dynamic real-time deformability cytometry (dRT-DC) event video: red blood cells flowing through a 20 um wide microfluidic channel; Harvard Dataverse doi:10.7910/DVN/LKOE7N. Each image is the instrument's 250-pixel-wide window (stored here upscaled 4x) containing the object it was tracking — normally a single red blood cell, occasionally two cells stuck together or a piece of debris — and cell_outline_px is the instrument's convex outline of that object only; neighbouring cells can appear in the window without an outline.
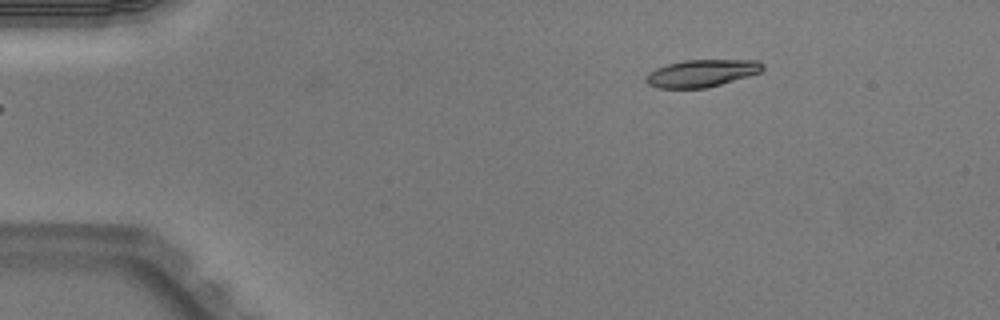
{"species": "Egyptian fruit bat (a non-hibernating species)", "species_latin": "Rousettus aegyptiacus", "temperature_condition": "warm", "stored_images_in_passage": 34, "camera_frame_rate_fps": 3000, "um_per_image_px": 0.085, "animal": {"sex": "male"}, "frame": {"image": 1, "passage_image": 1, "time_ms": 0.0, "image_size_px": [1000, 320], "cell_outline_px": [[764, 68], [760, 72], [748, 76], [708, 88], [656, 88], [648, 84], [644, 80], [648, 72], [656, 68], [668, 64], [684, 60], [756, 60], [764, 64]], "centroid_in_image_um": [59.62, 6.23], "position_along_channel_um": 25.4, "area_um2": 18.61}}
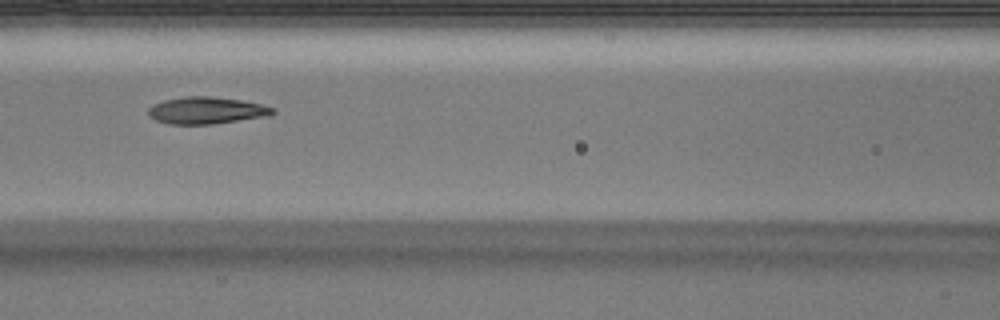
{"frame": {"image": 2, "passage_image": 16, "time_ms": 5.0, "image_size_px": [1000, 320], "cell_outline_px": [[276, 112], [264, 116], [212, 124], [168, 124], [156, 120], [148, 116], [148, 108], [152, 104], [164, 100], [184, 96], [208, 96], [240, 100], [260, 104], [272, 108]], "centroid_in_image_um": [17.45, 9.38], "position_along_channel_um": 149.1, "area_um2": 19.31}}
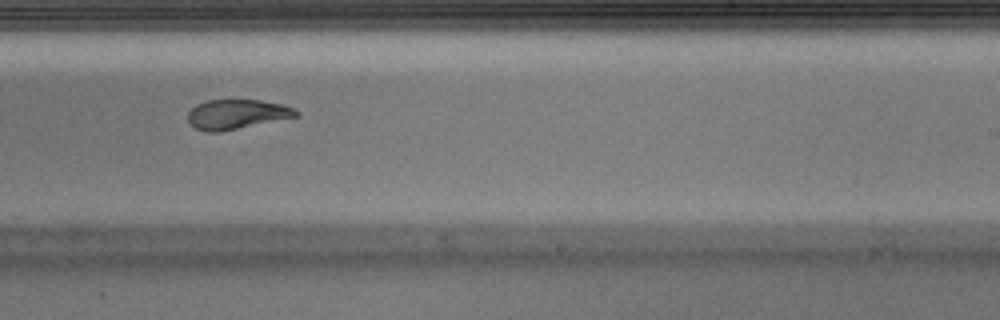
{"frame": {"image": 3, "passage_image": 25, "time_ms": 8.0, "image_size_px": [1000, 320], "cell_outline_px": [[300, 116], [220, 132], [204, 132], [188, 124], [188, 112], [196, 104], [208, 100], [260, 100], [280, 104], [292, 108], [300, 112]], "centroid_in_image_um": [20.1, 9.72], "position_along_channel_um": 268.9, "area_um2": 18.79}, "authors_computed_cell_mechanics": {"area_um2": 19.3052, "velocity_mm_per_s": 4.0021, "shape_relaxation_time_tau1_ms": 5.0869, "shape_relaxation_time_tau2_ms": 2.2176, "deformation_change_tau1": 0.2079, "deformation_change_tau2": 0.0981}}